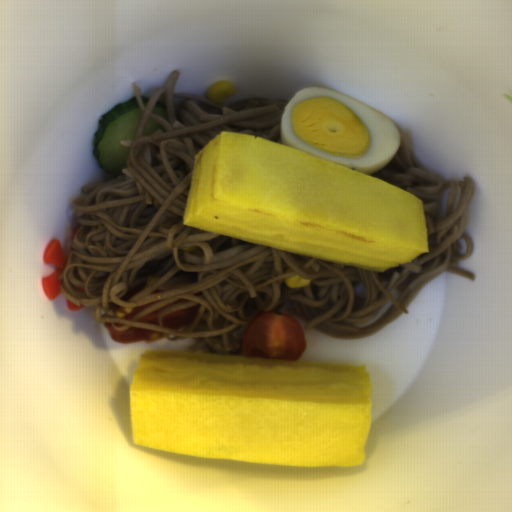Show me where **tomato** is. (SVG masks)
Segmentation results:
<instances>
[{
  "label": "tomato",
  "mask_w": 512,
  "mask_h": 512,
  "mask_svg": "<svg viewBox=\"0 0 512 512\" xmlns=\"http://www.w3.org/2000/svg\"><path fill=\"white\" fill-rule=\"evenodd\" d=\"M306 347L297 319L285 312L265 311L247 327L242 339V357L298 360Z\"/></svg>",
  "instance_id": "1"
},
{
  "label": "tomato",
  "mask_w": 512,
  "mask_h": 512,
  "mask_svg": "<svg viewBox=\"0 0 512 512\" xmlns=\"http://www.w3.org/2000/svg\"><path fill=\"white\" fill-rule=\"evenodd\" d=\"M105 325L107 331L109 332L111 338L115 342L119 343H129V342H139L142 340H146L147 342L156 341L163 337H166L167 333H164L160 330H153L150 328H141L136 326H130L127 330H118L115 329L111 322H106ZM160 332V337L157 339L150 340L152 334Z\"/></svg>",
  "instance_id": "2"
},
{
  "label": "tomato",
  "mask_w": 512,
  "mask_h": 512,
  "mask_svg": "<svg viewBox=\"0 0 512 512\" xmlns=\"http://www.w3.org/2000/svg\"><path fill=\"white\" fill-rule=\"evenodd\" d=\"M201 303L174 310L171 313H166L161 320L162 327L171 331H180L181 327L191 325L199 310Z\"/></svg>",
  "instance_id": "3"
},
{
  "label": "tomato",
  "mask_w": 512,
  "mask_h": 512,
  "mask_svg": "<svg viewBox=\"0 0 512 512\" xmlns=\"http://www.w3.org/2000/svg\"><path fill=\"white\" fill-rule=\"evenodd\" d=\"M187 301H190L189 298H181V299L175 300L163 307L153 310L152 312H150V313L146 314L145 316L141 317L140 319H138L136 322H139L141 324H152V325L159 327L160 322L157 318L159 313L163 312L164 310H166L168 308H171L176 305H180Z\"/></svg>",
  "instance_id": "4"
},
{
  "label": "tomato",
  "mask_w": 512,
  "mask_h": 512,
  "mask_svg": "<svg viewBox=\"0 0 512 512\" xmlns=\"http://www.w3.org/2000/svg\"><path fill=\"white\" fill-rule=\"evenodd\" d=\"M160 292H163V289H158L157 288V289L153 290L151 294H158Z\"/></svg>",
  "instance_id": "5"
},
{
  "label": "tomato",
  "mask_w": 512,
  "mask_h": 512,
  "mask_svg": "<svg viewBox=\"0 0 512 512\" xmlns=\"http://www.w3.org/2000/svg\"><path fill=\"white\" fill-rule=\"evenodd\" d=\"M203 291H198L197 293H195L194 295L198 298L200 296H203Z\"/></svg>",
  "instance_id": "6"
},
{
  "label": "tomato",
  "mask_w": 512,
  "mask_h": 512,
  "mask_svg": "<svg viewBox=\"0 0 512 512\" xmlns=\"http://www.w3.org/2000/svg\"><path fill=\"white\" fill-rule=\"evenodd\" d=\"M114 325H116L117 327H122V328H123L126 324H122V323H118V322H117V323H116V324H114Z\"/></svg>",
  "instance_id": "7"
}]
</instances>
